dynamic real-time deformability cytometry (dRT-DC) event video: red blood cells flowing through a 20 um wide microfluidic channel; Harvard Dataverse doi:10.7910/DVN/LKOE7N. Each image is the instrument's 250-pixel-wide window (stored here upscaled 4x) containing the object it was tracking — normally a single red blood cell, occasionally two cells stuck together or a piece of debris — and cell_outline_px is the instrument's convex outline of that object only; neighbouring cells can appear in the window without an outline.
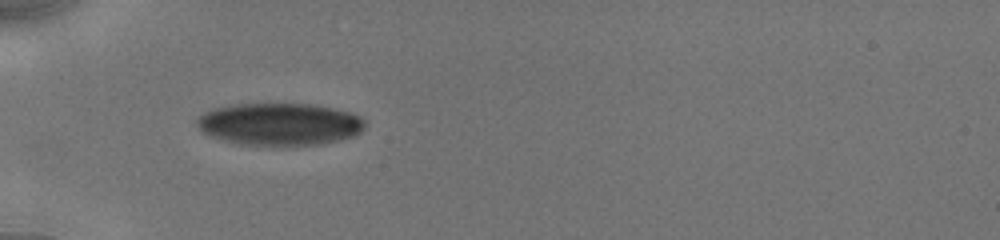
{"species": "human", "species_latin": "Homo sapiens", "temperature_condition": "cold", "stored_images_in_passage": 28, "camera_frame_rate_fps": 3000, "um_per_image_px": 0.085, "donor": {"sex": "male"}, "frame": {"image": 1, "passage_image": 3, "time_ms": 1.0, "image_size_px": [1000, 240], "cell_outline_px": [[364, 128], [360, 132], [352, 136], [340, 140], [324, 144], [240, 144], [208, 136], [196, 124], [196, 120], [204, 112], [212, 108], [232, 104], [312, 104], [352, 112], [360, 116], [364, 120]], "centroid_in_image_um": [23.76, 10.53], "position_along_channel_um": 61.2, "area_um2": 41.21}}
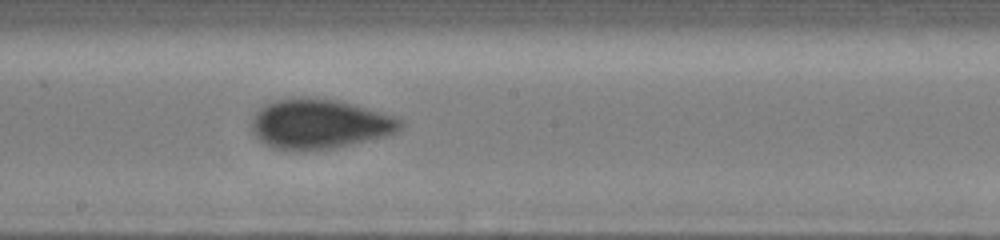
{"frame": {"image": 2, "passage_image": 13, "time_ms": 5.333, "image_size_px": [1000, 240], "cell_outline_px": [[404, 124], [396, 132], [384, 136], [332, 148], [272, 148], [260, 140], [252, 132], [252, 116], [260, 108], [276, 100], [300, 96], [336, 100], [356, 104], [396, 116], [404, 120]], "centroid_in_image_um": [27.19, 10.49], "position_along_channel_um": 221.0, "area_um2": 42.54}}
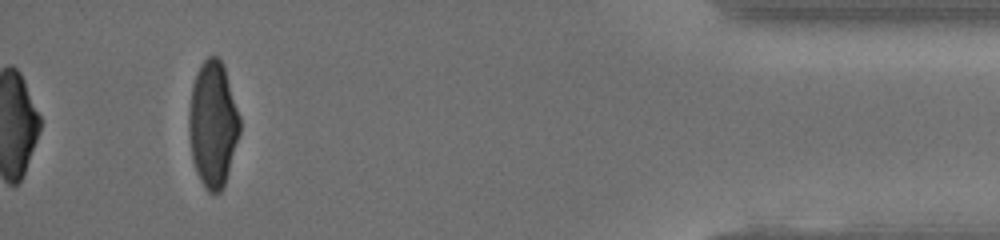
{"frame": {"image": 3, "passage_image": 28, "time_ms": 11.667, "image_size_px": [1000, 240], "cell_outline_px": [[240, 132], [228, 172], [224, 184], [220, 192], [208, 192], [204, 188], [196, 172], [192, 160], [188, 132], [188, 112], [192, 84], [196, 72], [200, 64], [208, 56], [216, 56], [220, 60], [224, 68], [240, 116]], "centroid_in_image_um": [18.07, 10.55], "position_along_channel_um": 417.1, "area_um2": 37.4}, "authors_computed_cell_mechanics": {"area_um2": 40.5178, "velocity_mm_per_s": 3.9209, "shape_relaxation_time_tau1_ms": 3.4276, "shape_relaxation_time_tau2_ms": null, "deformation_change_tau1": 0.1292, "deformation_change_tau2": null}}